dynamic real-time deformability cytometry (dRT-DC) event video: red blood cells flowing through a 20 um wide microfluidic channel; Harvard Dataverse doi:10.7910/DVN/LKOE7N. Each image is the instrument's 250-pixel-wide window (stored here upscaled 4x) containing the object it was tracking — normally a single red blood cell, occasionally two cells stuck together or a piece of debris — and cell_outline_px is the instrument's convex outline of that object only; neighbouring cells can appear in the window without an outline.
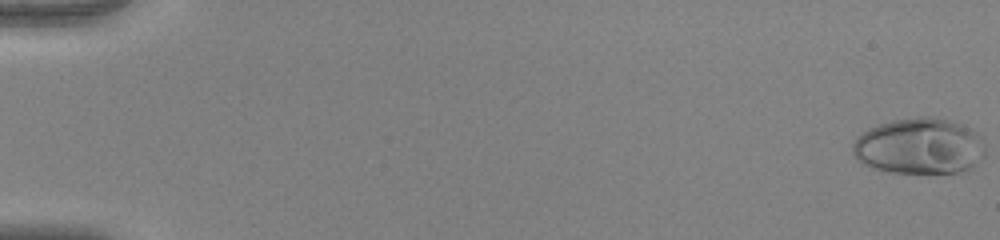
{"species": "human", "species_latin": "Homo sapiens", "temperature_condition": "warm", "stored_images_in_passage": 54, "camera_frame_rate_fps": 3000, "um_per_image_px": 0.085, "donor": {"sex": "female"}, "frame": {"image": 1, "passage_image": 1, "time_ms": 0.0, "image_size_px": [1000, 240], "cell_outline_px": [[984, 156], [976, 164], [968, 168], [956, 172], [884, 172], [872, 168], [864, 164], [852, 152], [852, 144], [856, 136], [868, 128], [892, 120], [920, 116], [928, 116], [948, 120], [960, 124], [984, 136]], "centroid_in_image_um": [78.13, 12.41], "position_along_channel_um": 6.9, "area_um2": 43.35}}
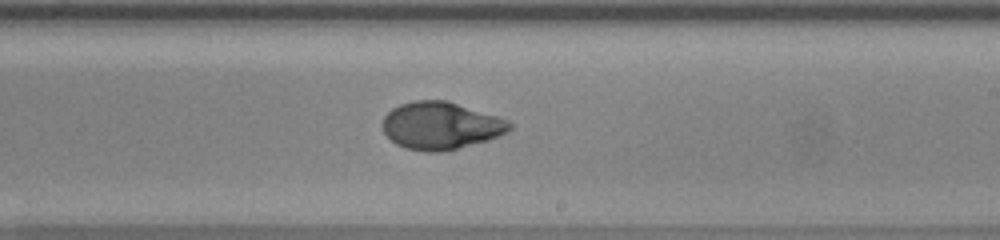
{"frame": {"image": 2, "passage_image": 34, "time_ms": 11.0, "image_size_px": [1000, 240], "cell_outline_px": [[512, 128], [508, 132], [488, 140], [440, 152], [428, 152], [408, 148], [396, 144], [384, 132], [380, 124], [384, 116], [392, 108], [400, 104], [412, 100], [448, 100], [508, 120], [512, 124]], "centroid_in_image_um": [37.45, 10.66], "position_along_channel_um": 251.6, "area_um2": 35.08}}
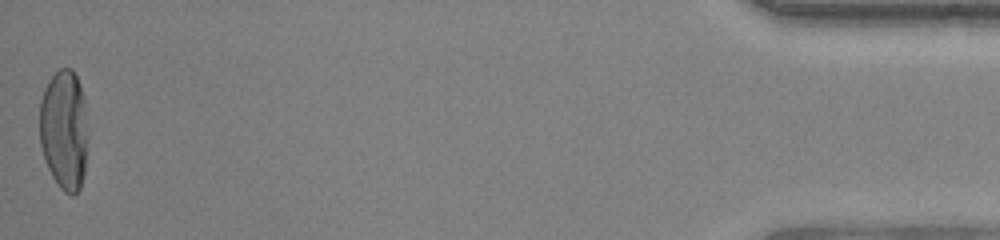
{"frame": {"image": 3, "passage_image": 54, "time_ms": 17.667, "image_size_px": [1000, 240], "cell_outline_px": [[88, 148], [84, 176], [80, 188], [72, 196], [64, 192], [60, 188], [52, 176], [48, 168], [40, 144], [40, 100], [44, 88], [48, 80], [60, 68], [72, 68], [80, 84], [84, 96], [88, 136]], "centroid_in_image_um": [5.48, 11.04], "position_along_channel_um": 429.7, "area_um2": 34.45}, "authors_computed_cell_mechanics": {"area_um2": 35.2869, "velocity_mm_per_s": 3.9536, "shape_relaxation_time_tau1_ms": 5.0484, "shape_relaxation_time_tau2_ms": null, "deformation_change_tau1": 0.262, "deformation_change_tau2": null}}